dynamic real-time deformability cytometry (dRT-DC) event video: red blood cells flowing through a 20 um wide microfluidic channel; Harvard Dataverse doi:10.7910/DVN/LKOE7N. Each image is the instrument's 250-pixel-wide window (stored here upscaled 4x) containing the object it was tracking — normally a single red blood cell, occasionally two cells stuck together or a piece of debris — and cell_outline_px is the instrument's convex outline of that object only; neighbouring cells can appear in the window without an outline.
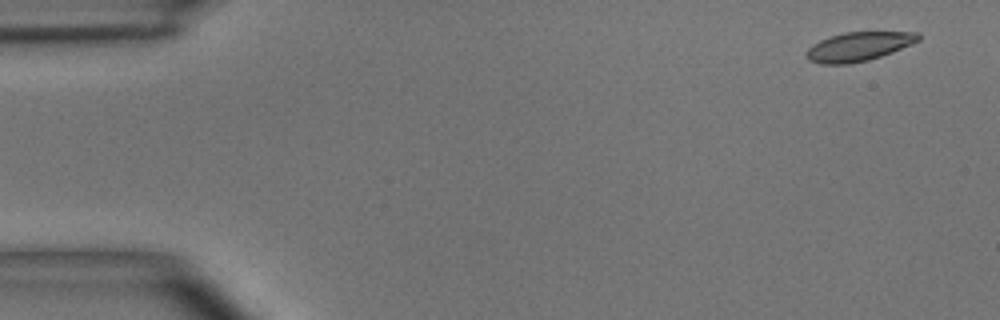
{"species": "common noctule bat (a hibernating species)", "species_latin": "Nyctalus noctula", "temperature_condition": "room temperature", "stored_images_in_passage": 8, "camera_frame_rate_fps": 3000, "um_per_image_px": 0.085, "animal": {"sex": "male", "body_mass_g": 15.6}, "frame": {"image": 1, "passage_image": 1, "time_ms": 0.0, "image_size_px": [1000, 320], "cell_outline_px": [[920, 40], [892, 52], [868, 60], [848, 64], [820, 64], [808, 60], [808, 48], [812, 44], [820, 40], [844, 32], [916, 32], [920, 36]], "centroid_in_image_um": [72.97, 3.96], "position_along_channel_um": 12.0, "area_um2": 18.67}}
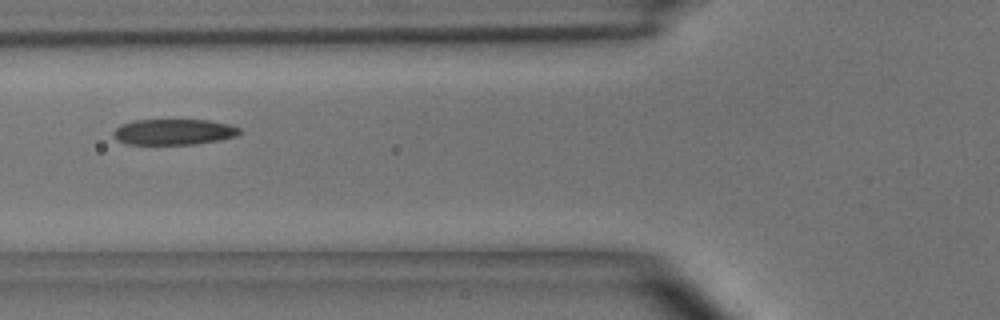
{"frame": {"image": 2, "passage_image": 6, "time_ms": 5.667, "image_size_px": [1000, 320], "cell_outline_px": [[240, 132], [236, 136], [220, 140], [192, 144], [124, 144], [116, 140], [112, 136], [112, 132], [120, 124], [132, 120], [208, 120], [228, 124], [240, 128]], "centroid_in_image_um": [14.7, 11.21], "position_along_channel_um": 111.1, "area_um2": 19.07}}
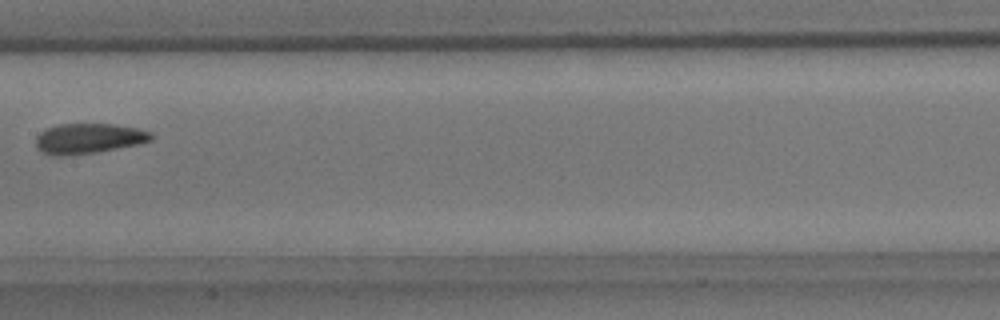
{"frame": {"image": 3, "passage_image": 8, "time_ms": 8.0, "image_size_px": [1000, 320], "cell_outline_px": [[152, 140], [140, 144], [96, 152], [68, 156], [52, 156], [40, 152], [36, 148], [36, 136], [40, 132], [48, 128], [60, 124], [112, 124], [136, 128], [152, 132]], "centroid_in_image_um": [7.5, 11.79], "position_along_channel_um": 199.9, "area_um2": 20.46}}